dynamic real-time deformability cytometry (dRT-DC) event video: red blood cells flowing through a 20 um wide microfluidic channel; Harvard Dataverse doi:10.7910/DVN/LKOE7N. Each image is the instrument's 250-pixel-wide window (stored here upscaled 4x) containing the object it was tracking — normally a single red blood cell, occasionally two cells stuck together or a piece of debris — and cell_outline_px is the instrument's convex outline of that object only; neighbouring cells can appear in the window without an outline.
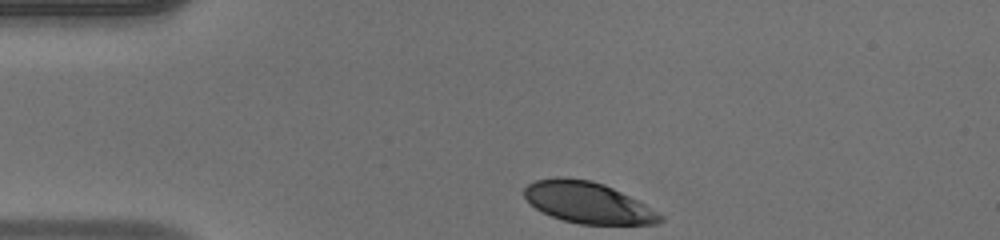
{"species": "human", "species_latin": "Homo sapiens", "temperature_condition": "warm", "stored_images_in_passage": 33, "camera_frame_rate_fps": 3000, "um_per_image_px": 0.085, "donor": {"sex": "male"}, "frame": {"image": 1, "passage_image": 1, "time_ms": 0.0, "image_size_px": [1000, 240], "cell_outline_px": [[664, 220], [656, 224], [580, 224], [564, 220], [552, 216], [536, 208], [524, 196], [524, 188], [528, 184], [536, 180], [556, 176], [592, 180], [604, 184], [644, 204], [664, 216]], "centroid_in_image_um": [49.96, 17.21], "position_along_channel_um": 35.0, "area_um2": 32.31}}
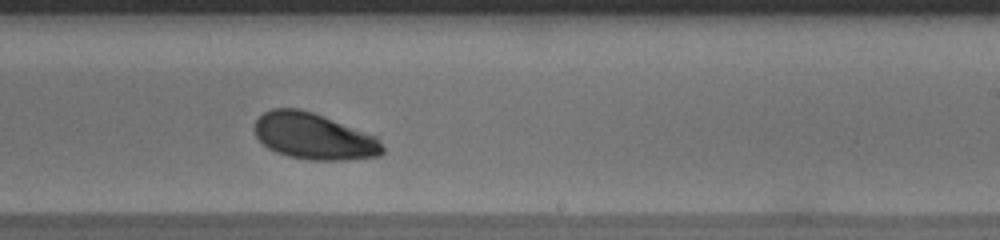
{"frame": {"image": 2, "passage_image": 21, "time_ms": 6.667, "image_size_px": [1000, 240], "cell_outline_px": [[384, 152], [380, 156], [348, 160], [308, 160], [288, 156], [276, 152], [268, 148], [256, 136], [252, 128], [256, 120], [264, 112], [272, 108], [296, 108], [312, 112], [376, 136], [380, 140], [384, 148]], "centroid_in_image_um": [26.67, 11.6], "position_along_channel_um": 262.3, "area_um2": 34.62}}
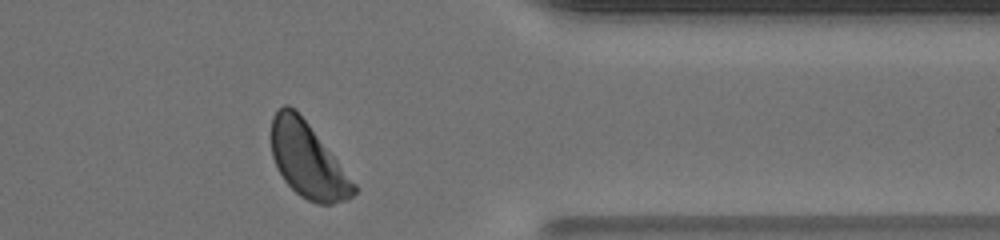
{"frame": {"image": 3, "passage_image": 31, "time_ms": 10.0, "image_size_px": [1000, 240], "cell_outline_px": [[356, 192], [348, 200], [332, 204], [320, 204], [308, 200], [300, 196], [284, 180], [272, 156], [272, 116], [284, 104], [288, 104], [308, 124], [356, 184]], "centroid_in_image_um": [26.16, 13.66], "position_along_channel_um": 385.2, "area_um2": 35.2}, "authors_computed_cell_mechanics": {"area_um2": 35.547, "velocity_mm_per_s": 4.0811, "shape_relaxation_time_tau1_ms": 2.385, "shape_relaxation_time_tau2_ms": null, "deformation_change_tau1": 0.1246, "deformation_change_tau2": null}}